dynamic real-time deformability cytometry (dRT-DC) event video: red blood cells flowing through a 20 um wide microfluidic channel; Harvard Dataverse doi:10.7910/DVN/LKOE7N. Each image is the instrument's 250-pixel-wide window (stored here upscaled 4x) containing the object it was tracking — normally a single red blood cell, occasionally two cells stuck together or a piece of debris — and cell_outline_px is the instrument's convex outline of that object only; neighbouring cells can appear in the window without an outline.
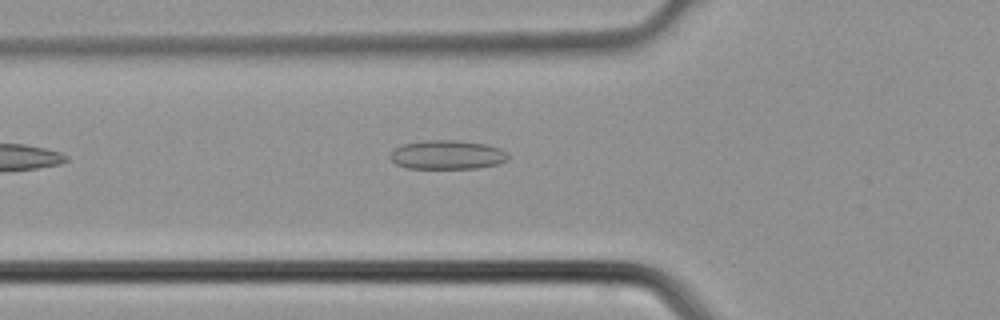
{"species": "common noctule bat (a hibernating species)", "species_latin": "Nyctalus noctula", "temperature_condition": "cold", "stored_images_in_passage": 3, "camera_frame_rate_fps": 3000, "um_per_image_px": 0.085, "animal": {"sex": "male", "body_mass_g": 21.5, "forearm_length_mm": 52.0}, "frame": {"image": 1, "passage_image": 3, "time_ms": 0.667, "image_size_px": [1000, 320], "cell_outline_px": [[508, 160], [496, 164], [480, 168], [408, 168], [396, 164], [388, 156], [400, 144], [424, 140], [456, 140], [484, 144], [500, 148], [508, 152]], "centroid_in_image_um": [38.01, 13.15], "position_along_channel_um": 87.8, "area_um2": 20.0}}